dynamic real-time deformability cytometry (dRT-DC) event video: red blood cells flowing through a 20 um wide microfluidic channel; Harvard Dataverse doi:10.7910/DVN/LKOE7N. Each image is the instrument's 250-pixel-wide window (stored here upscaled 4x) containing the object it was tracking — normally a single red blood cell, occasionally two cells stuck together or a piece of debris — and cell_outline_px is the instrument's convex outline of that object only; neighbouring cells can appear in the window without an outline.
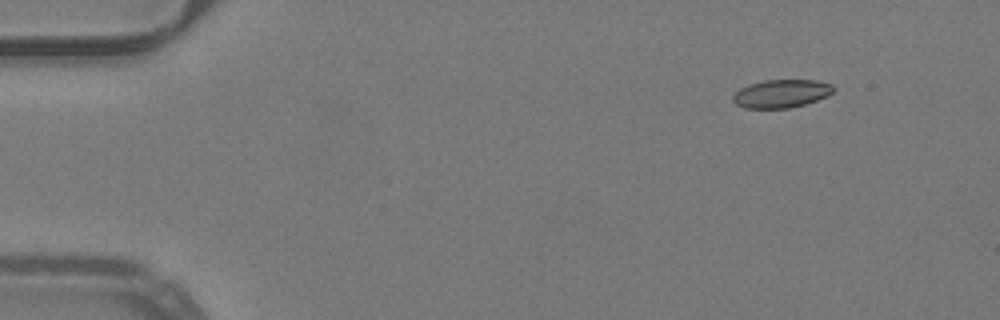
{"species": "common noctule bat (a hibernating species)", "species_latin": "Nyctalus noctula", "temperature_condition": "warm", "stored_images_in_passage": 48, "camera_frame_rate_fps": 3000, "um_per_image_px": 0.085, "animal": {"sex": "male", "body_mass_g": 19.2, "forearm_length_mm": 51.8}, "frame": {"image": 1, "passage_image": 2, "time_ms": 0.333, "image_size_px": [1000, 320], "cell_outline_px": [[836, 88], [828, 96], [804, 104], [788, 108], [744, 108], [736, 104], [732, 100], [732, 96], [740, 88], [748, 84], [764, 80], [816, 80], [832, 84]], "centroid_in_image_um": [66.41, 7.95], "position_along_channel_um": 18.6, "area_um2": 16.53}}
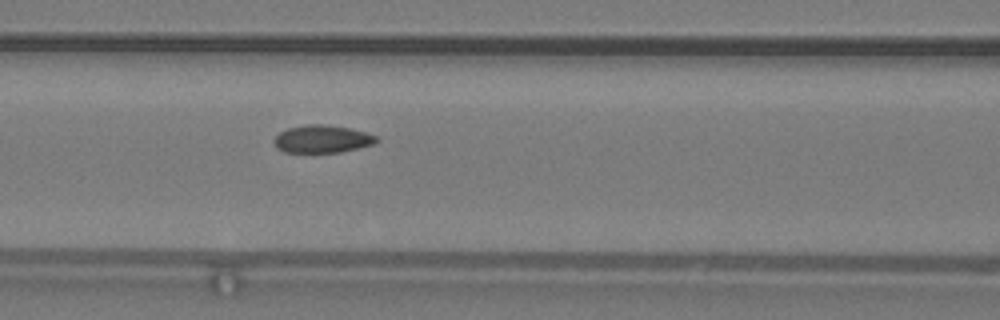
{"frame": {"image": 2, "passage_image": 19, "time_ms": 6.0, "image_size_px": [1000, 320], "cell_outline_px": [[380, 140], [376, 144], [340, 152], [284, 152], [276, 148], [272, 140], [280, 132], [288, 128], [308, 124], [324, 124], [348, 128], [368, 132], [376, 136]], "centroid_in_image_um": [27.41, 11.81], "position_along_channel_um": 139.2, "area_um2": 16.65}}
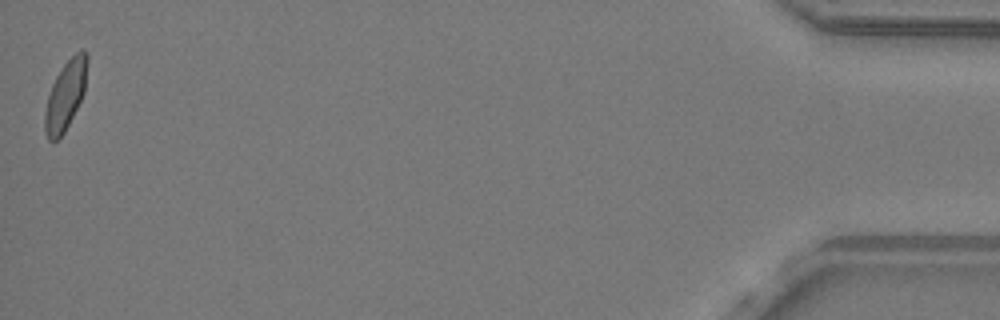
{"frame": {"image": 3, "passage_image": 48, "time_ms": 15.667, "image_size_px": [1000, 320], "cell_outline_px": [[88, 64], [84, 92], [64, 132], [56, 140], [48, 140], [44, 132], [44, 112], [48, 96], [52, 84], [56, 76], [64, 64], [80, 48], [84, 48], [88, 52]], "centroid_in_image_um": [5.57, 8.04], "position_along_channel_um": 429.6, "area_um2": 17.05}, "authors_computed_cell_mechanics": {"area_um2": 17.051, "velocity_mm_per_s": 4.0051, "shape_relaxation_time_tau1_ms": 5.6864, "shape_relaxation_time_tau2_ms": 0.78, "deformation_change_tau1": 0.1572, "deformation_change_tau2": 0.0481}}